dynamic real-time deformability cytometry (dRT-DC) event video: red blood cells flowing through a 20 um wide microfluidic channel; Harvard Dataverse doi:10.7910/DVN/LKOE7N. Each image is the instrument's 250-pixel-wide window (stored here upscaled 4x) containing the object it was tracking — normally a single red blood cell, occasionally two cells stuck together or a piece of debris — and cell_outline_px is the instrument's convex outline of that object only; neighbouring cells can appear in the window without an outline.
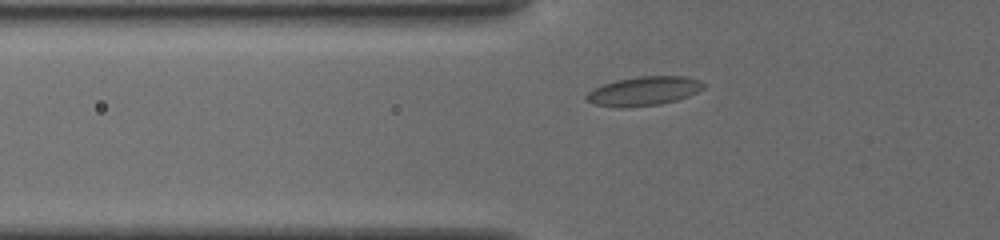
{"species": "common noctule bat (a hibernating species)", "species_latin": "Nyctalus noctula", "temperature_condition": "cold", "stored_images_in_passage": 37, "camera_frame_rate_fps": 3000, "um_per_image_px": 0.085, "animal": {"sex": "female", "body_mass_g": 19.5, "forearm_length_mm": 54.1}, "frame": {"image": 1, "passage_image": 2, "time_ms": 0.333, "image_size_px": [1000, 240], "cell_outline_px": [[704, 88], [688, 96], [676, 100], [660, 104], [628, 108], [616, 108], [592, 104], [584, 100], [584, 96], [592, 88], [616, 80], [640, 76], [684, 76], [700, 80], [704, 84]], "centroid_in_image_um": [54.65, 7.76], "position_along_channel_um": 71.1, "area_um2": 20.11}}
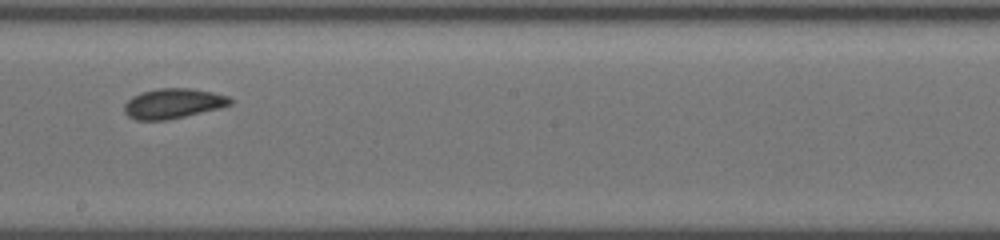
{"frame": {"image": 2, "passage_image": 19, "time_ms": 4.667, "image_size_px": [1000, 240], "cell_outline_px": [[232, 104], [220, 108], [184, 116], [164, 120], [136, 120], [128, 116], [124, 112], [124, 104], [132, 96], [140, 92], [160, 88], [192, 88], [212, 92], [228, 96], [232, 100]], "centroid_in_image_um": [14.7, 8.79], "position_along_channel_um": 233.5, "area_um2": 18.5}}
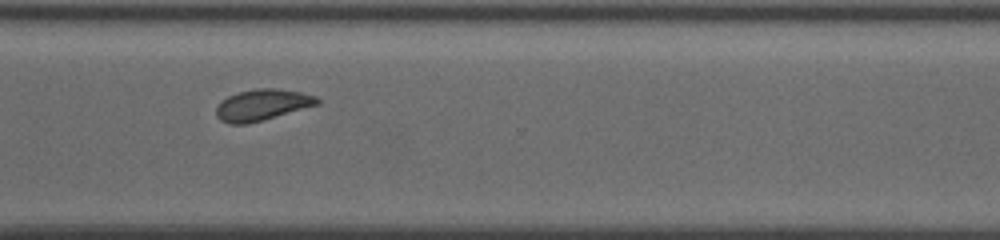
{"frame": {"image": 3, "passage_image": 28, "time_ms": 7.667, "image_size_px": [1000, 240], "cell_outline_px": [[320, 104], [248, 124], [228, 124], [220, 120], [216, 116], [216, 108], [220, 100], [228, 96], [240, 92], [256, 88], [276, 88], [300, 92], [316, 96], [320, 100]], "centroid_in_image_um": [22.27, 8.92], "position_along_channel_um": 348.3, "area_um2": 18.44}, "authors_computed_cell_mechanics": {"area_um2": 17.8024, "velocity_mm_per_s": 3.8218, "shape_relaxation_time_tau1_ms": 2.194, "shape_relaxation_time_tau2_ms": 1.7913, "deformation_change_tau1": 0.0912, "deformation_change_tau2": 0.0619}}